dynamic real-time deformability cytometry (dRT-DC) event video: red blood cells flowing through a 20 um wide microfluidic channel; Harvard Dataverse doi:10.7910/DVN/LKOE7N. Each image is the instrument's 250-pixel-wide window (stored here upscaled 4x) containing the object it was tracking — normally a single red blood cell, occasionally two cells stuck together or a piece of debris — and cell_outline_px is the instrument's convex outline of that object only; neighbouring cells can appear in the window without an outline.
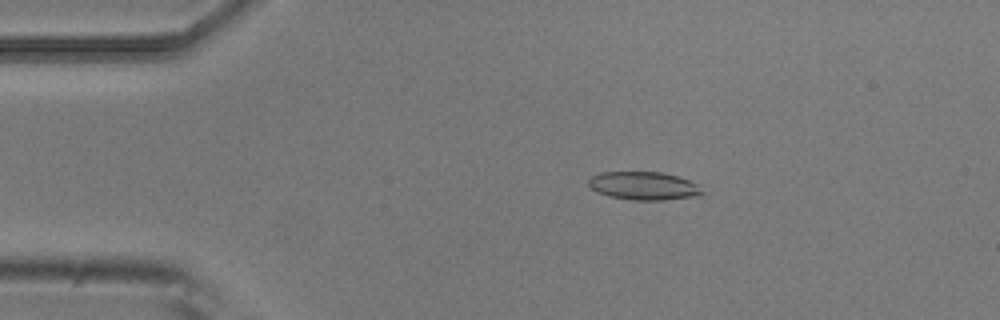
{"species": "common noctule bat (a hibernating species)", "species_latin": "Nyctalus noctula", "temperature_condition": "room temperature", "stored_images_in_passage": 4, "camera_frame_rate_fps": 3000, "um_per_image_px": 0.085, "animal": {"sex": "male", "body_mass_g": 20.5, "forearm_length_mm": 52.5}, "frame": {"image": 1, "passage_image": 3, "time_ms": 0.667, "image_size_px": [1000, 320], "cell_outline_px": [[704, 196], [664, 200], [632, 200], [608, 196], [596, 192], [588, 184], [588, 180], [592, 176], [600, 172], [660, 172], [676, 176], [688, 180], [696, 184], [704, 192]], "centroid_in_image_um": [54.73, 15.81], "position_along_channel_um": 30.3, "area_um2": 18.79}}